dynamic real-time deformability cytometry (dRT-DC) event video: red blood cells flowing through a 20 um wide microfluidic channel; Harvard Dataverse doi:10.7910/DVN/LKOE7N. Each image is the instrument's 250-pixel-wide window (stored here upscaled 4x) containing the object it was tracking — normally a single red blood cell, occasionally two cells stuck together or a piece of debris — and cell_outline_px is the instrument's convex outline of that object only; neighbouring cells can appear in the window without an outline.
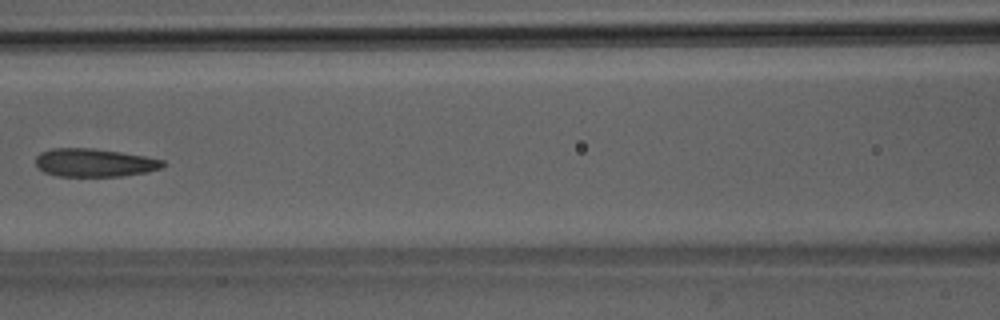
{"species": "Egyptian fruit bat (a non-hibernating species)", "species_latin": "Rousettus aegyptiacus", "temperature_condition": "room temperature", "stored_images_in_passage": 7, "camera_frame_rate_fps": 3000, "um_per_image_px": 0.085, "animal": {"sex": "male"}, "frame": {"image": 1, "passage_image": 7, "time_ms": 7.0, "image_size_px": [1000, 320], "cell_outline_px": [[168, 164], [164, 168], [148, 172], [120, 176], [56, 176], [44, 172], [36, 168], [36, 156], [40, 152], [52, 148], [92, 148], [120, 152], [144, 156], [164, 160]], "centroid_in_image_um": [8.04, 13.83], "position_along_channel_um": 158.6, "area_um2": 21.15}}